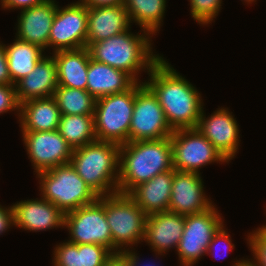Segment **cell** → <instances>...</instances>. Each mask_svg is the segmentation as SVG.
<instances>
[{
	"instance_id": "6",
	"label": "cell",
	"mask_w": 266,
	"mask_h": 266,
	"mask_svg": "<svg viewBox=\"0 0 266 266\" xmlns=\"http://www.w3.org/2000/svg\"><path fill=\"white\" fill-rule=\"evenodd\" d=\"M136 82L129 90L96 99L94 124L98 141L123 145L129 142V129L135 94L144 85Z\"/></svg>"
},
{
	"instance_id": "8",
	"label": "cell",
	"mask_w": 266,
	"mask_h": 266,
	"mask_svg": "<svg viewBox=\"0 0 266 266\" xmlns=\"http://www.w3.org/2000/svg\"><path fill=\"white\" fill-rule=\"evenodd\" d=\"M64 227L74 244H98L113 253L111 229L105 217V196L65 214Z\"/></svg>"
},
{
	"instance_id": "34",
	"label": "cell",
	"mask_w": 266,
	"mask_h": 266,
	"mask_svg": "<svg viewBox=\"0 0 266 266\" xmlns=\"http://www.w3.org/2000/svg\"><path fill=\"white\" fill-rule=\"evenodd\" d=\"M225 229L226 228L224 227V224H223L218 229V231L214 234L211 242L208 245L206 254H208L209 256L213 255L212 257H215L214 254L216 251H214V249L217 248V246H219V243H222V242H224V246H222V247L224 248V250H226V254H224L225 256L227 255V253H229V251H232L234 249L235 245L231 241V236H229L228 231H226ZM217 243H218V245H217Z\"/></svg>"
},
{
	"instance_id": "15",
	"label": "cell",
	"mask_w": 266,
	"mask_h": 266,
	"mask_svg": "<svg viewBox=\"0 0 266 266\" xmlns=\"http://www.w3.org/2000/svg\"><path fill=\"white\" fill-rule=\"evenodd\" d=\"M203 183L200 173L182 172L173 169L168 211L187 216L211 208L214 204L205 195Z\"/></svg>"
},
{
	"instance_id": "38",
	"label": "cell",
	"mask_w": 266,
	"mask_h": 266,
	"mask_svg": "<svg viewBox=\"0 0 266 266\" xmlns=\"http://www.w3.org/2000/svg\"><path fill=\"white\" fill-rule=\"evenodd\" d=\"M133 249V250H132ZM132 249H126L120 254L125 258V261L127 263V266H156V263H151L149 262L145 264H140V259L138 254L134 251L135 248L132 247Z\"/></svg>"
},
{
	"instance_id": "40",
	"label": "cell",
	"mask_w": 266,
	"mask_h": 266,
	"mask_svg": "<svg viewBox=\"0 0 266 266\" xmlns=\"http://www.w3.org/2000/svg\"><path fill=\"white\" fill-rule=\"evenodd\" d=\"M103 266H127L125 258L120 254H113Z\"/></svg>"
},
{
	"instance_id": "31",
	"label": "cell",
	"mask_w": 266,
	"mask_h": 266,
	"mask_svg": "<svg viewBox=\"0 0 266 266\" xmlns=\"http://www.w3.org/2000/svg\"><path fill=\"white\" fill-rule=\"evenodd\" d=\"M247 236V244L254 258L248 261L253 266H266V225H262Z\"/></svg>"
},
{
	"instance_id": "23",
	"label": "cell",
	"mask_w": 266,
	"mask_h": 266,
	"mask_svg": "<svg viewBox=\"0 0 266 266\" xmlns=\"http://www.w3.org/2000/svg\"><path fill=\"white\" fill-rule=\"evenodd\" d=\"M61 112L53 96L20 104L18 121L21 132L58 130Z\"/></svg>"
},
{
	"instance_id": "42",
	"label": "cell",
	"mask_w": 266,
	"mask_h": 266,
	"mask_svg": "<svg viewBox=\"0 0 266 266\" xmlns=\"http://www.w3.org/2000/svg\"><path fill=\"white\" fill-rule=\"evenodd\" d=\"M244 2H246L247 4H252L253 2H256V0H243Z\"/></svg>"
},
{
	"instance_id": "21",
	"label": "cell",
	"mask_w": 266,
	"mask_h": 266,
	"mask_svg": "<svg viewBox=\"0 0 266 266\" xmlns=\"http://www.w3.org/2000/svg\"><path fill=\"white\" fill-rule=\"evenodd\" d=\"M173 169L140 183L128 195L147 214L168 211L171 198Z\"/></svg>"
},
{
	"instance_id": "33",
	"label": "cell",
	"mask_w": 266,
	"mask_h": 266,
	"mask_svg": "<svg viewBox=\"0 0 266 266\" xmlns=\"http://www.w3.org/2000/svg\"><path fill=\"white\" fill-rule=\"evenodd\" d=\"M19 109L15 85H0V114L16 111L19 116Z\"/></svg>"
},
{
	"instance_id": "1",
	"label": "cell",
	"mask_w": 266,
	"mask_h": 266,
	"mask_svg": "<svg viewBox=\"0 0 266 266\" xmlns=\"http://www.w3.org/2000/svg\"><path fill=\"white\" fill-rule=\"evenodd\" d=\"M144 83L157 96L172 130L196 128L203 108L199 91L161 57Z\"/></svg>"
},
{
	"instance_id": "3",
	"label": "cell",
	"mask_w": 266,
	"mask_h": 266,
	"mask_svg": "<svg viewBox=\"0 0 266 266\" xmlns=\"http://www.w3.org/2000/svg\"><path fill=\"white\" fill-rule=\"evenodd\" d=\"M150 38L152 36L148 31L142 29L140 34L135 35L129 29L99 42L86 43V47L90 58L126 72L136 82H141L138 76L141 70L149 73L162 57L153 53Z\"/></svg>"
},
{
	"instance_id": "41",
	"label": "cell",
	"mask_w": 266,
	"mask_h": 266,
	"mask_svg": "<svg viewBox=\"0 0 266 266\" xmlns=\"http://www.w3.org/2000/svg\"><path fill=\"white\" fill-rule=\"evenodd\" d=\"M233 266H253L246 258L245 259H241V260H237L234 264H232Z\"/></svg>"
},
{
	"instance_id": "16",
	"label": "cell",
	"mask_w": 266,
	"mask_h": 266,
	"mask_svg": "<svg viewBox=\"0 0 266 266\" xmlns=\"http://www.w3.org/2000/svg\"><path fill=\"white\" fill-rule=\"evenodd\" d=\"M36 199L24 200L12 205L14 226L30 232L64 228L65 214L43 197Z\"/></svg>"
},
{
	"instance_id": "28",
	"label": "cell",
	"mask_w": 266,
	"mask_h": 266,
	"mask_svg": "<svg viewBox=\"0 0 266 266\" xmlns=\"http://www.w3.org/2000/svg\"><path fill=\"white\" fill-rule=\"evenodd\" d=\"M53 97L61 115H94L96 99L87 90L58 86Z\"/></svg>"
},
{
	"instance_id": "22",
	"label": "cell",
	"mask_w": 266,
	"mask_h": 266,
	"mask_svg": "<svg viewBox=\"0 0 266 266\" xmlns=\"http://www.w3.org/2000/svg\"><path fill=\"white\" fill-rule=\"evenodd\" d=\"M135 83L128 73L89 59L86 90L95 99L127 91Z\"/></svg>"
},
{
	"instance_id": "25",
	"label": "cell",
	"mask_w": 266,
	"mask_h": 266,
	"mask_svg": "<svg viewBox=\"0 0 266 266\" xmlns=\"http://www.w3.org/2000/svg\"><path fill=\"white\" fill-rule=\"evenodd\" d=\"M9 73L13 85L31 73L38 61L45 55L39 45L14 39L5 45Z\"/></svg>"
},
{
	"instance_id": "14",
	"label": "cell",
	"mask_w": 266,
	"mask_h": 266,
	"mask_svg": "<svg viewBox=\"0 0 266 266\" xmlns=\"http://www.w3.org/2000/svg\"><path fill=\"white\" fill-rule=\"evenodd\" d=\"M239 124L228 108H218L211 116L206 117L204 110L196 129L206 137L229 162L238 153L240 144Z\"/></svg>"
},
{
	"instance_id": "35",
	"label": "cell",
	"mask_w": 266,
	"mask_h": 266,
	"mask_svg": "<svg viewBox=\"0 0 266 266\" xmlns=\"http://www.w3.org/2000/svg\"><path fill=\"white\" fill-rule=\"evenodd\" d=\"M52 0H0L1 7L5 10L28 9L35 5L43 4Z\"/></svg>"
},
{
	"instance_id": "39",
	"label": "cell",
	"mask_w": 266,
	"mask_h": 266,
	"mask_svg": "<svg viewBox=\"0 0 266 266\" xmlns=\"http://www.w3.org/2000/svg\"><path fill=\"white\" fill-rule=\"evenodd\" d=\"M88 8L124 5V0H80Z\"/></svg>"
},
{
	"instance_id": "17",
	"label": "cell",
	"mask_w": 266,
	"mask_h": 266,
	"mask_svg": "<svg viewBox=\"0 0 266 266\" xmlns=\"http://www.w3.org/2000/svg\"><path fill=\"white\" fill-rule=\"evenodd\" d=\"M185 225V216L170 211L153 213L147 216L145 224L146 242L155 256H162L171 248L177 249Z\"/></svg>"
},
{
	"instance_id": "10",
	"label": "cell",
	"mask_w": 266,
	"mask_h": 266,
	"mask_svg": "<svg viewBox=\"0 0 266 266\" xmlns=\"http://www.w3.org/2000/svg\"><path fill=\"white\" fill-rule=\"evenodd\" d=\"M173 166L177 171L200 172L213 162L228 163L223 155L196 128L173 130L170 136Z\"/></svg>"
},
{
	"instance_id": "2",
	"label": "cell",
	"mask_w": 266,
	"mask_h": 266,
	"mask_svg": "<svg viewBox=\"0 0 266 266\" xmlns=\"http://www.w3.org/2000/svg\"><path fill=\"white\" fill-rule=\"evenodd\" d=\"M174 169L170 137L120 145L118 192L128 194L140 183Z\"/></svg>"
},
{
	"instance_id": "5",
	"label": "cell",
	"mask_w": 266,
	"mask_h": 266,
	"mask_svg": "<svg viewBox=\"0 0 266 266\" xmlns=\"http://www.w3.org/2000/svg\"><path fill=\"white\" fill-rule=\"evenodd\" d=\"M36 177L39 178L41 197L64 214L92 204L99 197L70 163L38 172Z\"/></svg>"
},
{
	"instance_id": "24",
	"label": "cell",
	"mask_w": 266,
	"mask_h": 266,
	"mask_svg": "<svg viewBox=\"0 0 266 266\" xmlns=\"http://www.w3.org/2000/svg\"><path fill=\"white\" fill-rule=\"evenodd\" d=\"M52 56L57 65L58 86L86 90L90 59L88 48L60 50Z\"/></svg>"
},
{
	"instance_id": "27",
	"label": "cell",
	"mask_w": 266,
	"mask_h": 266,
	"mask_svg": "<svg viewBox=\"0 0 266 266\" xmlns=\"http://www.w3.org/2000/svg\"><path fill=\"white\" fill-rule=\"evenodd\" d=\"M58 131L73 150L97 140L94 115H61Z\"/></svg>"
},
{
	"instance_id": "11",
	"label": "cell",
	"mask_w": 266,
	"mask_h": 266,
	"mask_svg": "<svg viewBox=\"0 0 266 266\" xmlns=\"http://www.w3.org/2000/svg\"><path fill=\"white\" fill-rule=\"evenodd\" d=\"M172 133L157 96L144 84L135 94L129 142L160 140Z\"/></svg>"
},
{
	"instance_id": "4",
	"label": "cell",
	"mask_w": 266,
	"mask_h": 266,
	"mask_svg": "<svg viewBox=\"0 0 266 266\" xmlns=\"http://www.w3.org/2000/svg\"><path fill=\"white\" fill-rule=\"evenodd\" d=\"M119 150L118 144L98 140L73 150L70 164L99 197L118 192Z\"/></svg>"
},
{
	"instance_id": "13",
	"label": "cell",
	"mask_w": 266,
	"mask_h": 266,
	"mask_svg": "<svg viewBox=\"0 0 266 266\" xmlns=\"http://www.w3.org/2000/svg\"><path fill=\"white\" fill-rule=\"evenodd\" d=\"M22 137L35 173L70 163L73 149L58 130L22 132Z\"/></svg>"
},
{
	"instance_id": "30",
	"label": "cell",
	"mask_w": 266,
	"mask_h": 266,
	"mask_svg": "<svg viewBox=\"0 0 266 266\" xmlns=\"http://www.w3.org/2000/svg\"><path fill=\"white\" fill-rule=\"evenodd\" d=\"M189 2L190 15L202 26L212 23L222 8V0H189Z\"/></svg>"
},
{
	"instance_id": "20",
	"label": "cell",
	"mask_w": 266,
	"mask_h": 266,
	"mask_svg": "<svg viewBox=\"0 0 266 266\" xmlns=\"http://www.w3.org/2000/svg\"><path fill=\"white\" fill-rule=\"evenodd\" d=\"M124 5L88 8L86 43L99 42L131 29Z\"/></svg>"
},
{
	"instance_id": "9",
	"label": "cell",
	"mask_w": 266,
	"mask_h": 266,
	"mask_svg": "<svg viewBox=\"0 0 266 266\" xmlns=\"http://www.w3.org/2000/svg\"><path fill=\"white\" fill-rule=\"evenodd\" d=\"M223 224L215 205L204 212L185 216L183 234L176 249L180 266H193L206 255L209 243Z\"/></svg>"
},
{
	"instance_id": "19",
	"label": "cell",
	"mask_w": 266,
	"mask_h": 266,
	"mask_svg": "<svg viewBox=\"0 0 266 266\" xmlns=\"http://www.w3.org/2000/svg\"><path fill=\"white\" fill-rule=\"evenodd\" d=\"M58 87L57 65L53 56L44 55L33 71L15 84L19 104L54 95Z\"/></svg>"
},
{
	"instance_id": "32",
	"label": "cell",
	"mask_w": 266,
	"mask_h": 266,
	"mask_svg": "<svg viewBox=\"0 0 266 266\" xmlns=\"http://www.w3.org/2000/svg\"><path fill=\"white\" fill-rule=\"evenodd\" d=\"M113 253L98 244H82L83 266H103Z\"/></svg>"
},
{
	"instance_id": "7",
	"label": "cell",
	"mask_w": 266,
	"mask_h": 266,
	"mask_svg": "<svg viewBox=\"0 0 266 266\" xmlns=\"http://www.w3.org/2000/svg\"><path fill=\"white\" fill-rule=\"evenodd\" d=\"M147 216L128 194L117 192L105 196V217L111 229L113 254L143 242Z\"/></svg>"
},
{
	"instance_id": "29",
	"label": "cell",
	"mask_w": 266,
	"mask_h": 266,
	"mask_svg": "<svg viewBox=\"0 0 266 266\" xmlns=\"http://www.w3.org/2000/svg\"><path fill=\"white\" fill-rule=\"evenodd\" d=\"M54 266H83L82 244H74L68 240L54 248Z\"/></svg>"
},
{
	"instance_id": "36",
	"label": "cell",
	"mask_w": 266,
	"mask_h": 266,
	"mask_svg": "<svg viewBox=\"0 0 266 266\" xmlns=\"http://www.w3.org/2000/svg\"><path fill=\"white\" fill-rule=\"evenodd\" d=\"M0 85H13L9 73L5 44L0 43Z\"/></svg>"
},
{
	"instance_id": "26",
	"label": "cell",
	"mask_w": 266,
	"mask_h": 266,
	"mask_svg": "<svg viewBox=\"0 0 266 266\" xmlns=\"http://www.w3.org/2000/svg\"><path fill=\"white\" fill-rule=\"evenodd\" d=\"M124 7L131 23H136L152 36L157 35L166 11V0H124Z\"/></svg>"
},
{
	"instance_id": "12",
	"label": "cell",
	"mask_w": 266,
	"mask_h": 266,
	"mask_svg": "<svg viewBox=\"0 0 266 266\" xmlns=\"http://www.w3.org/2000/svg\"><path fill=\"white\" fill-rule=\"evenodd\" d=\"M88 7L80 0L65 7L57 5L50 30L48 47L53 53L86 47Z\"/></svg>"
},
{
	"instance_id": "18",
	"label": "cell",
	"mask_w": 266,
	"mask_h": 266,
	"mask_svg": "<svg viewBox=\"0 0 266 266\" xmlns=\"http://www.w3.org/2000/svg\"><path fill=\"white\" fill-rule=\"evenodd\" d=\"M56 0L20 11L16 39L48 50L50 30L57 10Z\"/></svg>"
},
{
	"instance_id": "37",
	"label": "cell",
	"mask_w": 266,
	"mask_h": 266,
	"mask_svg": "<svg viewBox=\"0 0 266 266\" xmlns=\"http://www.w3.org/2000/svg\"><path fill=\"white\" fill-rule=\"evenodd\" d=\"M14 226L12 205L4 207L0 205V235Z\"/></svg>"
}]
</instances>
